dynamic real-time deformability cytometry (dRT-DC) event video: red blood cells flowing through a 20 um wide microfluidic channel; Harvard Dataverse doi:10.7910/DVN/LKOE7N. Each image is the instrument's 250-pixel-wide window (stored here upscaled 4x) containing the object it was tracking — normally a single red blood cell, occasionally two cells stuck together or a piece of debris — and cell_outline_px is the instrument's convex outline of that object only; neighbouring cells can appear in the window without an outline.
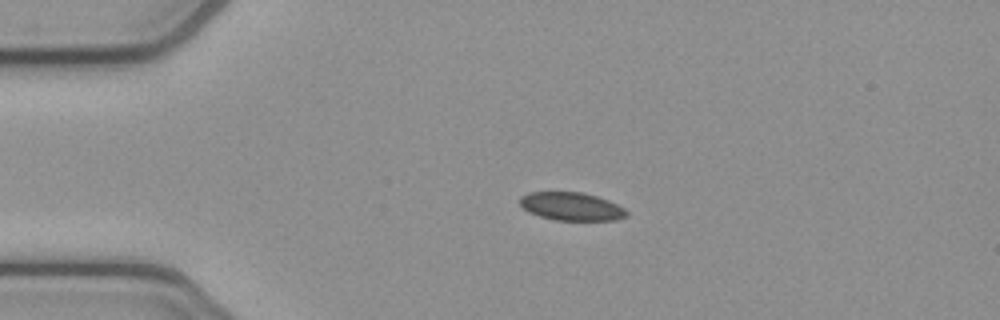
{"species": "common noctule bat (a hibernating species)", "species_latin": "Nyctalus noctula", "temperature_condition": "cold", "stored_images_in_passage": 4, "camera_frame_rate_fps": 3000, "um_per_image_px": 0.085, "animal": {"sex": "female", "body_mass_g": 21.9}, "frame": {"image": 1, "passage_image": 3, "time_ms": 0.667, "image_size_px": [1000, 320], "cell_outline_px": [[628, 216], [616, 220], [556, 220], [540, 216], [528, 212], [520, 204], [520, 196], [528, 192], [584, 192], [608, 200], [624, 208], [628, 212]], "centroid_in_image_um": [48.57, 17.54], "position_along_channel_um": 36.4, "area_um2": 17.51}}